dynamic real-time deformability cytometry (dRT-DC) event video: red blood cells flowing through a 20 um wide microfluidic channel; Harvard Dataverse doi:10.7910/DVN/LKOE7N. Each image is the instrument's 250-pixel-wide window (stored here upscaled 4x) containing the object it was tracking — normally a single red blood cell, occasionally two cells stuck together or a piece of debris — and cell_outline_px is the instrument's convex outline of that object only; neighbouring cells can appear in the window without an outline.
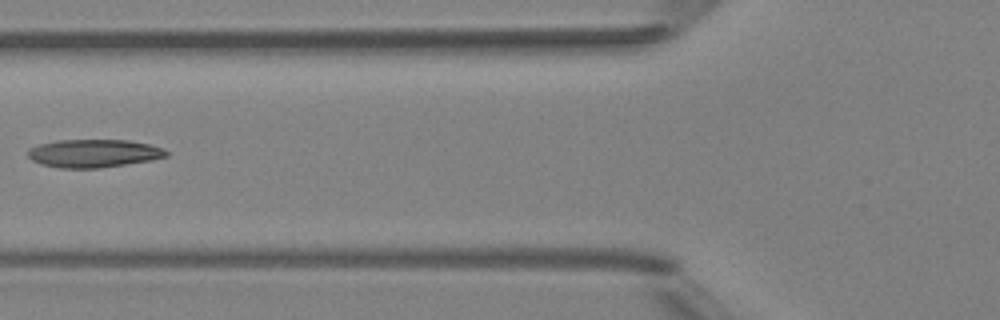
{"species": "Egyptian fruit bat (a non-hibernating species)", "species_latin": "Rousettus aegyptiacus", "temperature_condition": "room temperature", "stored_images_in_passage": 6, "camera_frame_rate_fps": 3000, "um_per_image_px": 0.085, "animal": {"sex": "female"}, "frame": {"image": 1, "passage_image": 5, "time_ms": 5.333, "image_size_px": [1000, 320], "cell_outline_px": [[168, 156], [152, 160], [100, 168], [60, 168], [40, 164], [32, 160], [28, 156], [28, 148], [40, 144], [56, 140], [128, 140], [148, 144], [164, 148], [168, 152]], "centroid_in_image_um": [7.96, 13.03], "position_along_channel_um": 117.8, "area_um2": 22.72}}
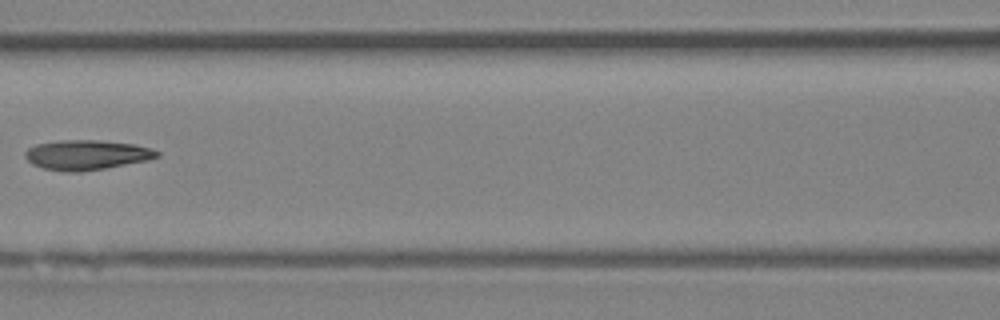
{"frame": {"image": 2, "passage_image": 6, "time_ms": 6.333, "image_size_px": [1000, 320], "cell_outline_px": [[160, 156], [148, 160], [104, 168], [80, 172], [64, 172], [44, 168], [32, 164], [24, 156], [24, 152], [28, 148], [36, 144], [60, 140], [100, 140], [132, 144], [152, 148], [160, 152]], "centroid_in_image_um": [7.35, 13.16], "position_along_channel_um": 159.2, "area_um2": 22.95}}